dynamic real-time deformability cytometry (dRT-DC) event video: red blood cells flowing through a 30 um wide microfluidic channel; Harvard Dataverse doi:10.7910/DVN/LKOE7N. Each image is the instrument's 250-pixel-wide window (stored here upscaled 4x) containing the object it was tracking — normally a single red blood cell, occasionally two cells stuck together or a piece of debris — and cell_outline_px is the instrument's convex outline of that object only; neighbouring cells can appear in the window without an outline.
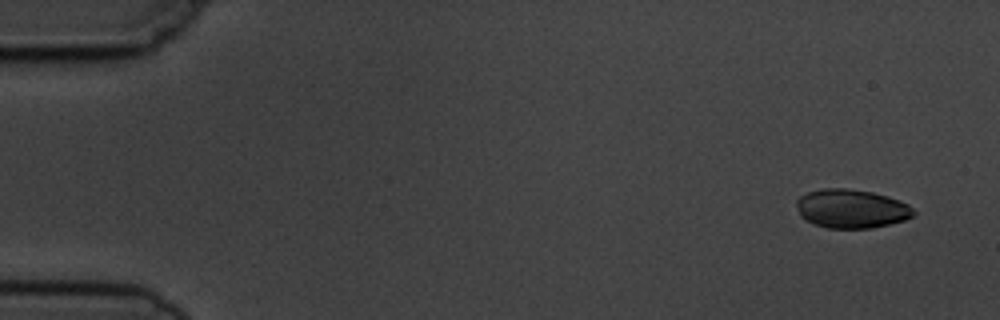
{"species": "common noctule bat (a hibernating species)", "species_latin": "Nyctalus noctula", "temperature_condition": "cold", "stored_images_in_passage": 4, "camera_frame_rate_fps": 3000, "um_per_image_px": 0.085, "animal": {"sex": "male", "body_mass_g": 19.5, "forearm_length_mm": 54.6}, "frame": {"image": 1, "passage_image": 1, "time_ms": 0.0, "image_size_px": [1000, 320], "cell_outline_px": [[916, 212], [912, 216], [904, 220], [872, 228], [828, 228], [804, 220], [800, 216], [796, 204], [796, 200], [800, 196], [808, 192], [824, 188], [848, 188], [872, 192], [888, 196], [908, 204]], "centroid_in_image_um": [72.35, 17.73], "position_along_channel_um": 12.6, "area_um2": 26.47}}
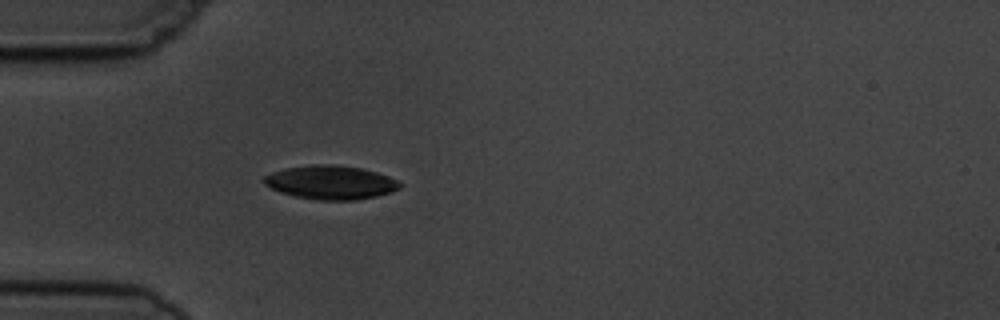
{"frame": {"image": 2, "passage_image": 4, "time_ms": 4.333, "image_size_px": [1000, 320], "cell_outline_px": [[404, 184], [400, 188], [392, 192], [376, 196], [356, 200], [320, 200], [296, 196], [280, 192], [264, 184], [260, 180], [264, 176], [272, 172], [288, 168], [312, 164], [332, 164], [360, 168], [376, 172], [388, 176]], "centroid_in_image_um": [28.12, 15.5], "position_along_channel_um": 56.9, "area_um2": 26.7}}